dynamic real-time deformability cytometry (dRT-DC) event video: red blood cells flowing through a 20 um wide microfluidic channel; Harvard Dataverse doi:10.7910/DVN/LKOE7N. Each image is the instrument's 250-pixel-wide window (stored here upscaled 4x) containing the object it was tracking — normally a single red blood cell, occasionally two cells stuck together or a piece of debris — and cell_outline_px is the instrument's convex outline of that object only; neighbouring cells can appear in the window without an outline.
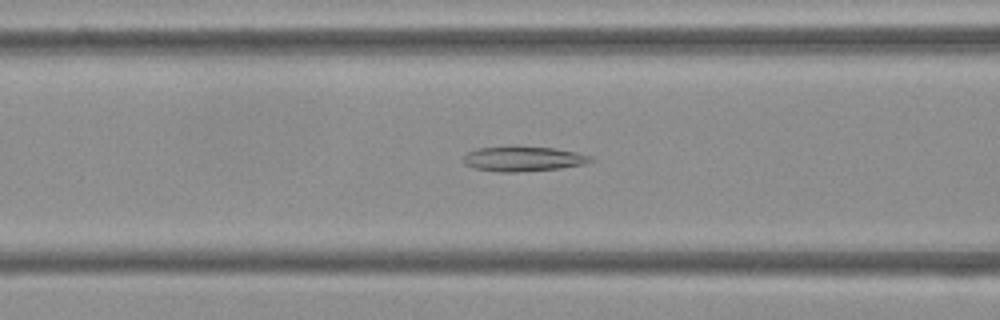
{"species": "Egyptian fruit bat (a non-hibernating species)", "species_latin": "Rousettus aegyptiacus", "temperature_condition": "cold", "stored_images_in_passage": 46, "camera_frame_rate_fps": 3000, "um_per_image_px": 0.085, "frame": {"image": 1, "passage_image": 14, "time_ms": 4.333, "image_size_px": [1000, 320], "cell_outline_px": [[596, 160], [584, 164], [560, 168], [516, 172], [496, 172], [472, 168], [464, 164], [464, 156], [468, 152], [476, 148], [508, 144], [552, 148], [576, 152], [588, 156]], "centroid_in_image_um": [44.39, 13.47], "position_along_channel_um": 122.2, "area_um2": 19.02}}
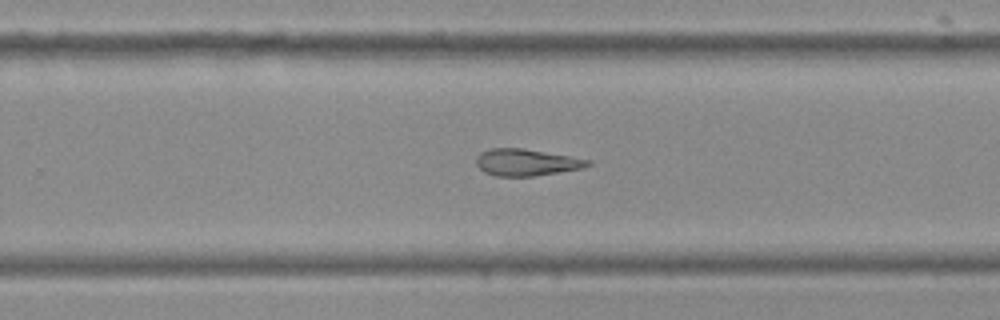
{"frame": {"image": 2, "passage_image": 27, "time_ms": 8.667, "image_size_px": [1000, 320], "cell_outline_px": [[592, 164], [584, 168], [532, 176], [496, 176], [484, 172], [476, 164], [476, 156], [480, 152], [488, 148], [524, 148], [592, 160]], "centroid_in_image_um": [44.73, 13.79], "position_along_channel_um": 285.1, "area_um2": 17.51}}
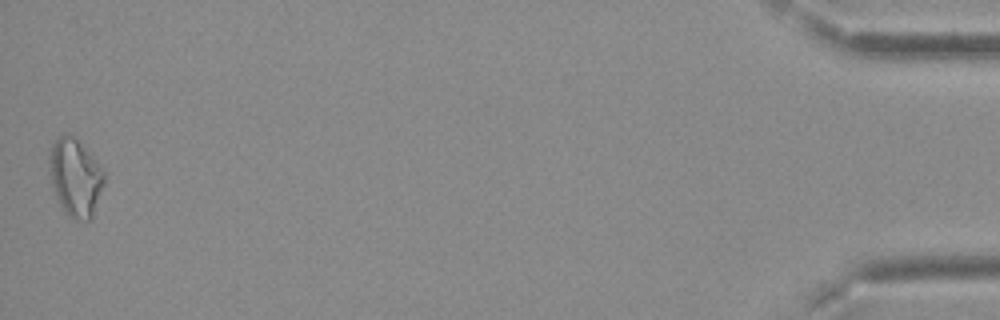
{"frame": {"image": 3, "passage_image": 46, "time_ms": 15.0, "image_size_px": [1000, 320], "cell_outline_px": [[104, 184], [92, 216], [88, 220], [76, 220], [68, 216], [60, 204], [56, 196], [52, 184], [48, 156], [52, 144], [64, 132], [72, 136], [76, 140], [104, 172]], "centroid_in_image_um": [6.37, 15.11], "position_along_channel_um": 428.8, "area_um2": 24.04}}